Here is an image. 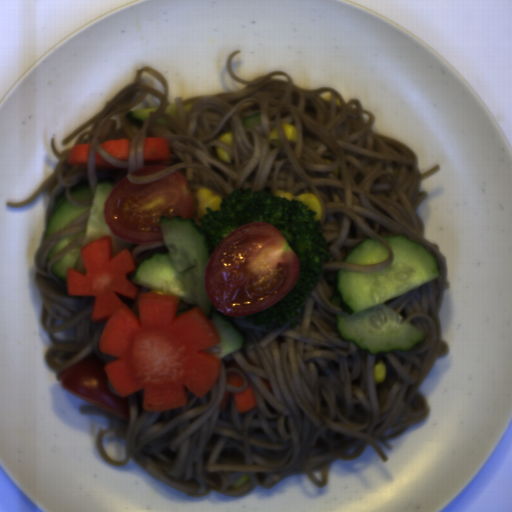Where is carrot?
I'll return each instance as SVG.
<instances>
[{"label":"carrot","instance_id":"carrot-1","mask_svg":"<svg viewBox=\"0 0 512 512\" xmlns=\"http://www.w3.org/2000/svg\"><path fill=\"white\" fill-rule=\"evenodd\" d=\"M79 253L85 273L67 269V292L94 298L90 317L105 319L99 350L115 357L104 367L115 393L143 392V409L151 412L183 407L186 389L206 396L222 361L204 350L221 343L214 324L198 307L177 316L180 298L152 290L138 294L137 319L117 297L131 300L138 293L129 277L137 268L132 253L126 248L113 255L110 235Z\"/></svg>","mask_w":512,"mask_h":512},{"label":"carrot","instance_id":"carrot-2","mask_svg":"<svg viewBox=\"0 0 512 512\" xmlns=\"http://www.w3.org/2000/svg\"><path fill=\"white\" fill-rule=\"evenodd\" d=\"M172 151L166 137L145 136L143 140V159L169 160Z\"/></svg>","mask_w":512,"mask_h":512},{"label":"carrot","instance_id":"carrot-3","mask_svg":"<svg viewBox=\"0 0 512 512\" xmlns=\"http://www.w3.org/2000/svg\"><path fill=\"white\" fill-rule=\"evenodd\" d=\"M100 146L109 156L120 160H127L129 158L130 144L127 139H108L100 143Z\"/></svg>","mask_w":512,"mask_h":512},{"label":"carrot","instance_id":"carrot-4","mask_svg":"<svg viewBox=\"0 0 512 512\" xmlns=\"http://www.w3.org/2000/svg\"><path fill=\"white\" fill-rule=\"evenodd\" d=\"M91 150L90 144H78L76 146H72L67 153V162L69 166L77 167V168H88L89 162V154Z\"/></svg>","mask_w":512,"mask_h":512},{"label":"carrot","instance_id":"carrot-5","mask_svg":"<svg viewBox=\"0 0 512 512\" xmlns=\"http://www.w3.org/2000/svg\"><path fill=\"white\" fill-rule=\"evenodd\" d=\"M233 395L237 413L248 412L257 404L251 384H248L242 392H233Z\"/></svg>","mask_w":512,"mask_h":512},{"label":"carrot","instance_id":"carrot-6","mask_svg":"<svg viewBox=\"0 0 512 512\" xmlns=\"http://www.w3.org/2000/svg\"><path fill=\"white\" fill-rule=\"evenodd\" d=\"M94 167L98 170L120 169L118 166L110 165L106 159L96 150L93 152Z\"/></svg>","mask_w":512,"mask_h":512},{"label":"carrot","instance_id":"carrot-7","mask_svg":"<svg viewBox=\"0 0 512 512\" xmlns=\"http://www.w3.org/2000/svg\"><path fill=\"white\" fill-rule=\"evenodd\" d=\"M226 382L229 385L241 387L244 383L243 376L235 371H230L226 376Z\"/></svg>","mask_w":512,"mask_h":512},{"label":"carrot","instance_id":"carrot-8","mask_svg":"<svg viewBox=\"0 0 512 512\" xmlns=\"http://www.w3.org/2000/svg\"><path fill=\"white\" fill-rule=\"evenodd\" d=\"M232 396L231 392H228L226 389L223 391V397L220 401V411H225L229 407H231Z\"/></svg>","mask_w":512,"mask_h":512}]
</instances>
